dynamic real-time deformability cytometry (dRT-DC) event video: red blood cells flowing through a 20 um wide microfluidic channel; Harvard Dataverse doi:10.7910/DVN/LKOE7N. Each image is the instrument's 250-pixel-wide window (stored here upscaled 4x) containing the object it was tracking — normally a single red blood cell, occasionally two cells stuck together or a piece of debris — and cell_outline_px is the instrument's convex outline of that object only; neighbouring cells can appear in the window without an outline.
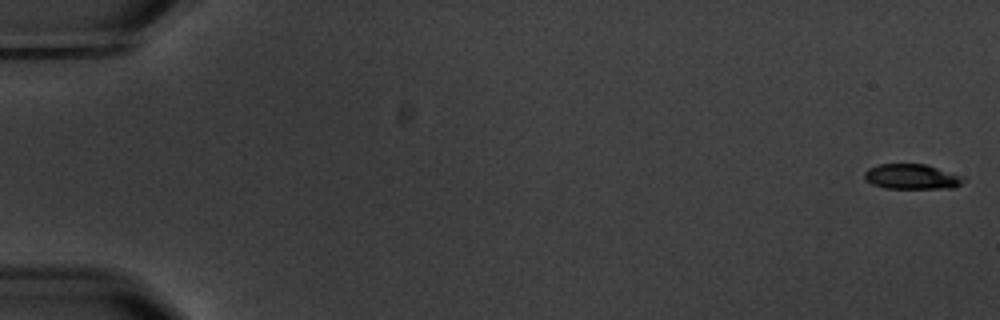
{"species": "common noctule bat (a hibernating species)", "species_latin": "Nyctalus noctula", "temperature_condition": "warm", "stored_images_in_passage": 7, "camera_frame_rate_fps": 3000, "um_per_image_px": 0.085, "animal": {"sex": "male", "body_mass_g": 20.1, "forearm_length_mm": 53.5}, "frame": {"image": 1, "passage_image": 1, "time_ms": 0.0, "image_size_px": [1000, 320], "cell_outline_px": [[968, 180], [952, 188], [884, 188], [872, 184], [864, 176], [864, 172], [868, 168], [880, 164], [928, 164], [964, 176]], "centroid_in_image_um": [77.56, 15.01], "position_along_channel_um": 7.4, "area_um2": 14.62}}
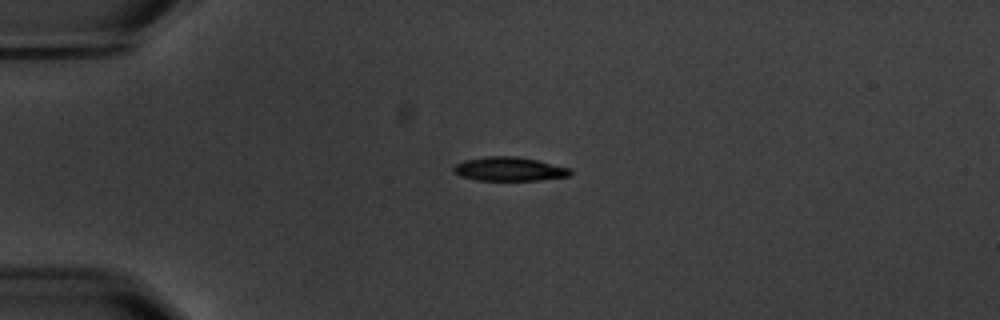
{"frame": {"image": 2, "passage_image": 5, "time_ms": 4.667, "image_size_px": [1000, 320], "cell_outline_px": [[572, 172], [568, 176], [540, 180], [476, 180], [460, 176], [452, 172], [452, 168], [456, 164], [464, 160], [484, 156], [516, 156], [536, 160], [572, 168]], "centroid_in_image_um": [43.26, 14.36], "position_along_channel_um": 41.7, "area_um2": 16.36}}